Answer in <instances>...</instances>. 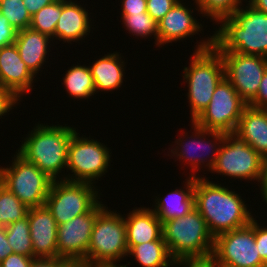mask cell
Returning a JSON list of instances; mask_svg holds the SVG:
<instances>
[{
  "label": "cell",
  "instance_id": "18",
  "mask_svg": "<svg viewBox=\"0 0 267 267\" xmlns=\"http://www.w3.org/2000/svg\"><path fill=\"white\" fill-rule=\"evenodd\" d=\"M36 78L21 59L15 43L0 47V86L22 100L25 94H31Z\"/></svg>",
  "mask_w": 267,
  "mask_h": 267
},
{
  "label": "cell",
  "instance_id": "24",
  "mask_svg": "<svg viewBox=\"0 0 267 267\" xmlns=\"http://www.w3.org/2000/svg\"><path fill=\"white\" fill-rule=\"evenodd\" d=\"M235 133L267 161V109L247 105Z\"/></svg>",
  "mask_w": 267,
  "mask_h": 267
},
{
  "label": "cell",
  "instance_id": "34",
  "mask_svg": "<svg viewBox=\"0 0 267 267\" xmlns=\"http://www.w3.org/2000/svg\"><path fill=\"white\" fill-rule=\"evenodd\" d=\"M21 99L11 90L0 86V119L9 116L14 107L21 105Z\"/></svg>",
  "mask_w": 267,
  "mask_h": 267
},
{
  "label": "cell",
  "instance_id": "46",
  "mask_svg": "<svg viewBox=\"0 0 267 267\" xmlns=\"http://www.w3.org/2000/svg\"><path fill=\"white\" fill-rule=\"evenodd\" d=\"M129 265L108 266V265H80L79 267H128Z\"/></svg>",
  "mask_w": 267,
  "mask_h": 267
},
{
  "label": "cell",
  "instance_id": "10",
  "mask_svg": "<svg viewBox=\"0 0 267 267\" xmlns=\"http://www.w3.org/2000/svg\"><path fill=\"white\" fill-rule=\"evenodd\" d=\"M10 163L0 165V183L28 208L45 205L53 180L17 152Z\"/></svg>",
  "mask_w": 267,
  "mask_h": 267
},
{
  "label": "cell",
  "instance_id": "3",
  "mask_svg": "<svg viewBox=\"0 0 267 267\" xmlns=\"http://www.w3.org/2000/svg\"><path fill=\"white\" fill-rule=\"evenodd\" d=\"M246 5H245V4ZM230 17L222 18L212 31L218 52H237L267 58V14L246 1ZM220 24V25H219Z\"/></svg>",
  "mask_w": 267,
  "mask_h": 267
},
{
  "label": "cell",
  "instance_id": "22",
  "mask_svg": "<svg viewBox=\"0 0 267 267\" xmlns=\"http://www.w3.org/2000/svg\"><path fill=\"white\" fill-rule=\"evenodd\" d=\"M123 216L129 250L134 245L155 241L163 236L162 222L150 207H133L132 211Z\"/></svg>",
  "mask_w": 267,
  "mask_h": 267
},
{
  "label": "cell",
  "instance_id": "40",
  "mask_svg": "<svg viewBox=\"0 0 267 267\" xmlns=\"http://www.w3.org/2000/svg\"><path fill=\"white\" fill-rule=\"evenodd\" d=\"M248 105L267 109V69L263 74L256 97Z\"/></svg>",
  "mask_w": 267,
  "mask_h": 267
},
{
  "label": "cell",
  "instance_id": "41",
  "mask_svg": "<svg viewBox=\"0 0 267 267\" xmlns=\"http://www.w3.org/2000/svg\"><path fill=\"white\" fill-rule=\"evenodd\" d=\"M34 258L21 254H11L0 262V267H30Z\"/></svg>",
  "mask_w": 267,
  "mask_h": 267
},
{
  "label": "cell",
  "instance_id": "19",
  "mask_svg": "<svg viewBox=\"0 0 267 267\" xmlns=\"http://www.w3.org/2000/svg\"><path fill=\"white\" fill-rule=\"evenodd\" d=\"M28 222L30 226L33 253L36 258H56L57 228L56 220L46 205L29 208Z\"/></svg>",
  "mask_w": 267,
  "mask_h": 267
},
{
  "label": "cell",
  "instance_id": "43",
  "mask_svg": "<svg viewBox=\"0 0 267 267\" xmlns=\"http://www.w3.org/2000/svg\"><path fill=\"white\" fill-rule=\"evenodd\" d=\"M55 0H23V3L32 16L37 13L44 6L51 4Z\"/></svg>",
  "mask_w": 267,
  "mask_h": 267
},
{
  "label": "cell",
  "instance_id": "15",
  "mask_svg": "<svg viewBox=\"0 0 267 267\" xmlns=\"http://www.w3.org/2000/svg\"><path fill=\"white\" fill-rule=\"evenodd\" d=\"M219 53L223 60L225 77L238 95L249 104L258 92L263 74L267 69V58L237 52Z\"/></svg>",
  "mask_w": 267,
  "mask_h": 267
},
{
  "label": "cell",
  "instance_id": "20",
  "mask_svg": "<svg viewBox=\"0 0 267 267\" xmlns=\"http://www.w3.org/2000/svg\"><path fill=\"white\" fill-rule=\"evenodd\" d=\"M51 42L53 43V40L49 36L30 27L17 32L15 45L19 55L36 77L42 76L44 64H48L50 60L49 55H52L50 48L53 49L52 46H55Z\"/></svg>",
  "mask_w": 267,
  "mask_h": 267
},
{
  "label": "cell",
  "instance_id": "35",
  "mask_svg": "<svg viewBox=\"0 0 267 267\" xmlns=\"http://www.w3.org/2000/svg\"><path fill=\"white\" fill-rule=\"evenodd\" d=\"M173 267H218L213 255L205 257L179 258L173 261Z\"/></svg>",
  "mask_w": 267,
  "mask_h": 267
},
{
  "label": "cell",
  "instance_id": "9",
  "mask_svg": "<svg viewBox=\"0 0 267 267\" xmlns=\"http://www.w3.org/2000/svg\"><path fill=\"white\" fill-rule=\"evenodd\" d=\"M267 161L235 132L225 133L210 173L260 184Z\"/></svg>",
  "mask_w": 267,
  "mask_h": 267
},
{
  "label": "cell",
  "instance_id": "45",
  "mask_svg": "<svg viewBox=\"0 0 267 267\" xmlns=\"http://www.w3.org/2000/svg\"><path fill=\"white\" fill-rule=\"evenodd\" d=\"M245 1L258 11L267 14V0H245Z\"/></svg>",
  "mask_w": 267,
  "mask_h": 267
},
{
  "label": "cell",
  "instance_id": "44",
  "mask_svg": "<svg viewBox=\"0 0 267 267\" xmlns=\"http://www.w3.org/2000/svg\"><path fill=\"white\" fill-rule=\"evenodd\" d=\"M259 189H260V197L261 199H263L262 202H264L267 206V165L264 168L263 174H262V178L260 181V184L258 185Z\"/></svg>",
  "mask_w": 267,
  "mask_h": 267
},
{
  "label": "cell",
  "instance_id": "21",
  "mask_svg": "<svg viewBox=\"0 0 267 267\" xmlns=\"http://www.w3.org/2000/svg\"><path fill=\"white\" fill-rule=\"evenodd\" d=\"M182 185L184 186L171 190L164 197H161L160 194L152 196L155 199L153 198L154 205L152 204L151 209L162 223L183 217L195 208V177L188 176Z\"/></svg>",
  "mask_w": 267,
  "mask_h": 267
},
{
  "label": "cell",
  "instance_id": "5",
  "mask_svg": "<svg viewBox=\"0 0 267 267\" xmlns=\"http://www.w3.org/2000/svg\"><path fill=\"white\" fill-rule=\"evenodd\" d=\"M119 212L106 206L97 215L86 255V265H132L131 262L125 261L129 249L125 219ZM122 261L127 264H122Z\"/></svg>",
  "mask_w": 267,
  "mask_h": 267
},
{
  "label": "cell",
  "instance_id": "26",
  "mask_svg": "<svg viewBox=\"0 0 267 267\" xmlns=\"http://www.w3.org/2000/svg\"><path fill=\"white\" fill-rule=\"evenodd\" d=\"M133 258L138 267H173V259L167 249L163 236L155 241L134 245L127 258Z\"/></svg>",
  "mask_w": 267,
  "mask_h": 267
},
{
  "label": "cell",
  "instance_id": "42",
  "mask_svg": "<svg viewBox=\"0 0 267 267\" xmlns=\"http://www.w3.org/2000/svg\"><path fill=\"white\" fill-rule=\"evenodd\" d=\"M13 253L14 251L12 247L9 245L6 237L5 227L0 226V262Z\"/></svg>",
  "mask_w": 267,
  "mask_h": 267
},
{
  "label": "cell",
  "instance_id": "23",
  "mask_svg": "<svg viewBox=\"0 0 267 267\" xmlns=\"http://www.w3.org/2000/svg\"><path fill=\"white\" fill-rule=\"evenodd\" d=\"M117 50L113 53H104V56H99L97 60H93L92 64L90 62V70L93 76L96 94L99 92H112L115 90H120L123 81H126L124 74L127 63L125 62L124 56H122ZM126 63V64H125Z\"/></svg>",
  "mask_w": 267,
  "mask_h": 267
},
{
  "label": "cell",
  "instance_id": "37",
  "mask_svg": "<svg viewBox=\"0 0 267 267\" xmlns=\"http://www.w3.org/2000/svg\"><path fill=\"white\" fill-rule=\"evenodd\" d=\"M17 32L0 12V47L15 43Z\"/></svg>",
  "mask_w": 267,
  "mask_h": 267
},
{
  "label": "cell",
  "instance_id": "29",
  "mask_svg": "<svg viewBox=\"0 0 267 267\" xmlns=\"http://www.w3.org/2000/svg\"><path fill=\"white\" fill-rule=\"evenodd\" d=\"M29 208L0 183V226L19 221L27 216Z\"/></svg>",
  "mask_w": 267,
  "mask_h": 267
},
{
  "label": "cell",
  "instance_id": "14",
  "mask_svg": "<svg viewBox=\"0 0 267 267\" xmlns=\"http://www.w3.org/2000/svg\"><path fill=\"white\" fill-rule=\"evenodd\" d=\"M100 200L88 213L78 215L57 228L58 257L86 265L93 225L97 215L106 207Z\"/></svg>",
  "mask_w": 267,
  "mask_h": 267
},
{
  "label": "cell",
  "instance_id": "16",
  "mask_svg": "<svg viewBox=\"0 0 267 267\" xmlns=\"http://www.w3.org/2000/svg\"><path fill=\"white\" fill-rule=\"evenodd\" d=\"M184 0H179L172 9L158 22V38H159V48L164 45L182 42L183 40H189V38L194 37L204 32L201 22L196 19L197 15H201L200 9L193 0L196 8L188 7L189 5L183 2ZM195 10V13H194ZM195 14V15H193ZM200 32V33H199Z\"/></svg>",
  "mask_w": 267,
  "mask_h": 267
},
{
  "label": "cell",
  "instance_id": "31",
  "mask_svg": "<svg viewBox=\"0 0 267 267\" xmlns=\"http://www.w3.org/2000/svg\"><path fill=\"white\" fill-rule=\"evenodd\" d=\"M245 0H195L200 13L217 24L222 18L230 17L235 13ZM213 20V21H212Z\"/></svg>",
  "mask_w": 267,
  "mask_h": 267
},
{
  "label": "cell",
  "instance_id": "38",
  "mask_svg": "<svg viewBox=\"0 0 267 267\" xmlns=\"http://www.w3.org/2000/svg\"><path fill=\"white\" fill-rule=\"evenodd\" d=\"M30 267H79L74 262L56 257V258H34Z\"/></svg>",
  "mask_w": 267,
  "mask_h": 267
},
{
  "label": "cell",
  "instance_id": "1",
  "mask_svg": "<svg viewBox=\"0 0 267 267\" xmlns=\"http://www.w3.org/2000/svg\"><path fill=\"white\" fill-rule=\"evenodd\" d=\"M209 179L206 176L195 177L194 196L195 208L205 219L213 237L248 225L256 215L252 214L243 194L228 184Z\"/></svg>",
  "mask_w": 267,
  "mask_h": 267
},
{
  "label": "cell",
  "instance_id": "39",
  "mask_svg": "<svg viewBox=\"0 0 267 267\" xmlns=\"http://www.w3.org/2000/svg\"><path fill=\"white\" fill-rule=\"evenodd\" d=\"M121 13L119 14H142L147 12V0H120Z\"/></svg>",
  "mask_w": 267,
  "mask_h": 267
},
{
  "label": "cell",
  "instance_id": "7",
  "mask_svg": "<svg viewBox=\"0 0 267 267\" xmlns=\"http://www.w3.org/2000/svg\"><path fill=\"white\" fill-rule=\"evenodd\" d=\"M190 125L192 127L189 134H191L189 135L186 130H180L181 134H178V138L172 142L173 144L170 145L166 152H169L171 155L169 153L166 155L172 159L174 157V162H182L180 164H183L185 169H188L190 166L191 173L187 176L204 177V175H199V173L202 170L210 172L213 168L220 146L225 139V132L204 129L194 121ZM198 171L199 173H197Z\"/></svg>",
  "mask_w": 267,
  "mask_h": 267
},
{
  "label": "cell",
  "instance_id": "36",
  "mask_svg": "<svg viewBox=\"0 0 267 267\" xmlns=\"http://www.w3.org/2000/svg\"><path fill=\"white\" fill-rule=\"evenodd\" d=\"M259 224L255 217V244L259 250L261 259L267 264V225ZM263 225V226H261Z\"/></svg>",
  "mask_w": 267,
  "mask_h": 267
},
{
  "label": "cell",
  "instance_id": "28",
  "mask_svg": "<svg viewBox=\"0 0 267 267\" xmlns=\"http://www.w3.org/2000/svg\"><path fill=\"white\" fill-rule=\"evenodd\" d=\"M28 215L5 227L6 237L15 254L36 258L30 235Z\"/></svg>",
  "mask_w": 267,
  "mask_h": 267
},
{
  "label": "cell",
  "instance_id": "11",
  "mask_svg": "<svg viewBox=\"0 0 267 267\" xmlns=\"http://www.w3.org/2000/svg\"><path fill=\"white\" fill-rule=\"evenodd\" d=\"M99 188L90 183L56 180L51 184L45 205L60 225L88 213L101 200Z\"/></svg>",
  "mask_w": 267,
  "mask_h": 267
},
{
  "label": "cell",
  "instance_id": "30",
  "mask_svg": "<svg viewBox=\"0 0 267 267\" xmlns=\"http://www.w3.org/2000/svg\"><path fill=\"white\" fill-rule=\"evenodd\" d=\"M61 16V0H55L32 15L30 28L49 36L54 41V31Z\"/></svg>",
  "mask_w": 267,
  "mask_h": 267
},
{
  "label": "cell",
  "instance_id": "2",
  "mask_svg": "<svg viewBox=\"0 0 267 267\" xmlns=\"http://www.w3.org/2000/svg\"><path fill=\"white\" fill-rule=\"evenodd\" d=\"M40 122L23 136L16 152L53 181L66 180L68 147L76 128L68 123L63 126Z\"/></svg>",
  "mask_w": 267,
  "mask_h": 267
},
{
  "label": "cell",
  "instance_id": "12",
  "mask_svg": "<svg viewBox=\"0 0 267 267\" xmlns=\"http://www.w3.org/2000/svg\"><path fill=\"white\" fill-rule=\"evenodd\" d=\"M212 255L218 267H267L255 244V218L244 227L217 235Z\"/></svg>",
  "mask_w": 267,
  "mask_h": 267
},
{
  "label": "cell",
  "instance_id": "4",
  "mask_svg": "<svg viewBox=\"0 0 267 267\" xmlns=\"http://www.w3.org/2000/svg\"><path fill=\"white\" fill-rule=\"evenodd\" d=\"M193 47L187 66L183 67L181 80L187 84L186 98L190 109V123L208 106L214 90L225 77L221 54L212 46V35L202 38Z\"/></svg>",
  "mask_w": 267,
  "mask_h": 267
},
{
  "label": "cell",
  "instance_id": "32",
  "mask_svg": "<svg viewBox=\"0 0 267 267\" xmlns=\"http://www.w3.org/2000/svg\"><path fill=\"white\" fill-rule=\"evenodd\" d=\"M0 12L15 30L21 31L30 27L32 16L23 0H0Z\"/></svg>",
  "mask_w": 267,
  "mask_h": 267
},
{
  "label": "cell",
  "instance_id": "33",
  "mask_svg": "<svg viewBox=\"0 0 267 267\" xmlns=\"http://www.w3.org/2000/svg\"><path fill=\"white\" fill-rule=\"evenodd\" d=\"M179 0H147V13L158 23Z\"/></svg>",
  "mask_w": 267,
  "mask_h": 267
},
{
  "label": "cell",
  "instance_id": "6",
  "mask_svg": "<svg viewBox=\"0 0 267 267\" xmlns=\"http://www.w3.org/2000/svg\"><path fill=\"white\" fill-rule=\"evenodd\" d=\"M162 232L163 240L173 260L213 254L215 238L196 208L183 217L163 222Z\"/></svg>",
  "mask_w": 267,
  "mask_h": 267
},
{
  "label": "cell",
  "instance_id": "17",
  "mask_svg": "<svg viewBox=\"0 0 267 267\" xmlns=\"http://www.w3.org/2000/svg\"><path fill=\"white\" fill-rule=\"evenodd\" d=\"M77 1L61 0V16L54 31V45L59 41H62L61 44L66 43L69 46L73 44L72 42L79 43L81 41L82 44V40L85 42L86 36L87 38H89V35L93 36L91 34L96 29L92 27L95 26L94 19H92L94 13L86 9L84 3H81L82 1H79V3Z\"/></svg>",
  "mask_w": 267,
  "mask_h": 267
},
{
  "label": "cell",
  "instance_id": "13",
  "mask_svg": "<svg viewBox=\"0 0 267 267\" xmlns=\"http://www.w3.org/2000/svg\"><path fill=\"white\" fill-rule=\"evenodd\" d=\"M247 105L224 77L214 90L210 103L194 122L207 130L235 132Z\"/></svg>",
  "mask_w": 267,
  "mask_h": 267
},
{
  "label": "cell",
  "instance_id": "8",
  "mask_svg": "<svg viewBox=\"0 0 267 267\" xmlns=\"http://www.w3.org/2000/svg\"><path fill=\"white\" fill-rule=\"evenodd\" d=\"M80 135L77 130L72 135L68 147L66 180L90 183L96 186L110 169L112 152L109 147L94 136ZM71 173V174H70ZM97 180V181H96Z\"/></svg>",
  "mask_w": 267,
  "mask_h": 267
},
{
  "label": "cell",
  "instance_id": "27",
  "mask_svg": "<svg viewBox=\"0 0 267 267\" xmlns=\"http://www.w3.org/2000/svg\"><path fill=\"white\" fill-rule=\"evenodd\" d=\"M122 25L127 33L134 38L142 40L152 37L154 46L159 47L158 23L147 13L142 14H120Z\"/></svg>",
  "mask_w": 267,
  "mask_h": 267
},
{
  "label": "cell",
  "instance_id": "25",
  "mask_svg": "<svg viewBox=\"0 0 267 267\" xmlns=\"http://www.w3.org/2000/svg\"><path fill=\"white\" fill-rule=\"evenodd\" d=\"M75 65L73 64L65 71V74L63 73L64 77L61 80V84L64 86L63 90L67 91L68 97L74 101L76 99L77 101L80 99L88 101L91 97L95 98V85L89 65H81V62L80 65L78 62Z\"/></svg>",
  "mask_w": 267,
  "mask_h": 267
}]
</instances>
